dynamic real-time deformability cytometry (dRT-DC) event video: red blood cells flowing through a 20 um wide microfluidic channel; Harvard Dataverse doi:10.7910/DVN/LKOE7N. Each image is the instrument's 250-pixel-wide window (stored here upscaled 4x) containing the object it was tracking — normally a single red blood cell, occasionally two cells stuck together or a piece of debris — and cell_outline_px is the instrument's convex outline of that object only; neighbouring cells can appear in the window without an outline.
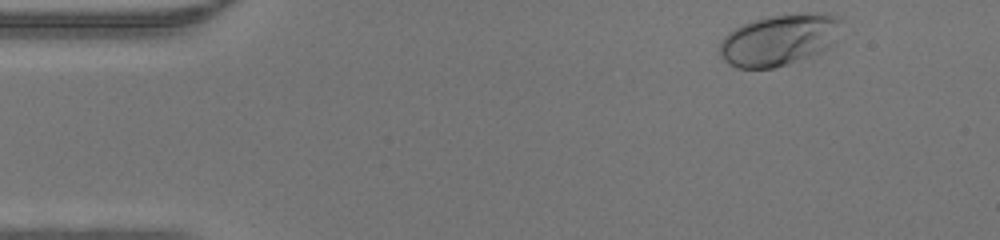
{"species": "human", "species_latin": "Homo sapiens", "temperature_condition": "warm", "stored_images_in_passage": 43, "camera_frame_rate_fps": 3000, "um_per_image_px": 0.085, "donor": {"sex": "male"}, "frame": {"image": 1, "passage_image": 1, "time_ms": 0.0, "image_size_px": [1000, 240], "cell_outline_px": [[840, 20], [836, 40], [828, 48], [812, 56], [788, 64], [772, 68], [736, 68], [728, 64], [720, 56], [720, 40], [728, 32], [744, 24], [768, 16], [816, 12], [824, 12], [840, 16]], "centroid_in_image_um": [66.23, 3.39], "position_along_channel_um": 18.8, "area_um2": 36.47}}
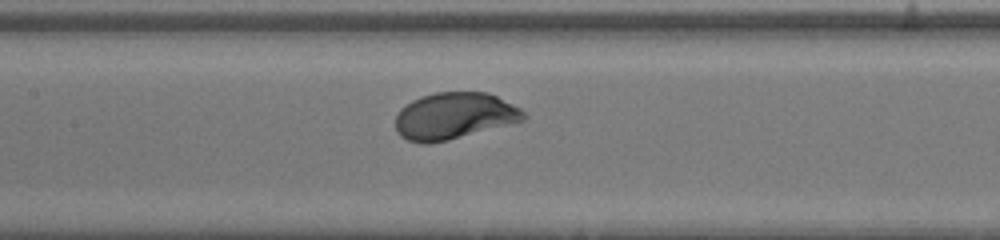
{"frame": {"image": 2, "passage_image": 18, "time_ms": 5.667, "image_size_px": [1000, 240], "cell_outline_px": [[528, 116], [524, 120], [448, 140], [428, 144], [424, 144], [408, 140], [400, 136], [396, 132], [396, 116], [400, 108], [412, 100], [420, 96], [436, 92], [488, 92], [520, 108]], "centroid_in_image_um": [38.57, 9.85], "position_along_channel_um": 168.8, "area_um2": 34.8}}
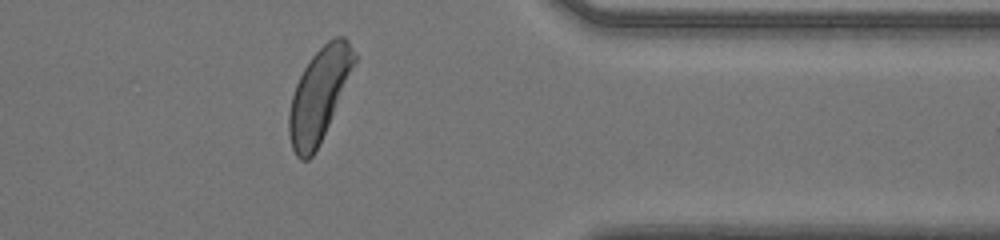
{"frame": {"image": 3, "passage_image": 34, "time_ms": 11.0, "image_size_px": [1000, 240], "cell_outline_px": [[356, 60], [328, 124], [312, 156], [308, 160], [300, 160], [296, 156], [292, 148], [288, 132], [288, 112], [292, 96], [296, 84], [304, 68], [312, 56], [328, 40], [336, 36], [344, 36], [348, 40], [356, 52]], "centroid_in_image_um": [27.09, 8.04], "position_along_channel_um": 384.3, "area_um2": 34.45}}